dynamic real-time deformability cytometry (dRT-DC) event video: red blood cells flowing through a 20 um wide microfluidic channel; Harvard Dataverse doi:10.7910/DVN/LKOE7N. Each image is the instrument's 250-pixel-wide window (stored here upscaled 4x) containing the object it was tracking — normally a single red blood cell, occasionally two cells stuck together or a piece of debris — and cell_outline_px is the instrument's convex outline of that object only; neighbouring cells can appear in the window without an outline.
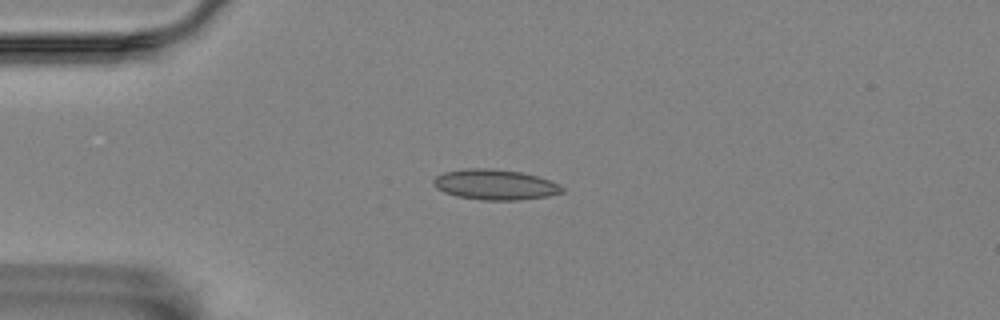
{"species": "Egyptian fruit bat (a non-hibernating species)", "species_latin": "Rousettus aegyptiacus", "temperature_condition": "room temperature", "stored_images_in_passage": 36, "camera_frame_rate_fps": 3000, "um_per_image_px": 0.085, "animal": {"sex": "female"}, "frame": {"image": 1, "passage_image": 1, "time_ms": 0.0, "image_size_px": [1000, 320], "cell_outline_px": [[564, 192], [548, 196], [520, 200], [484, 200], [456, 196], [444, 192], [436, 188], [432, 184], [432, 180], [436, 176], [444, 172], [464, 168], [488, 168], [520, 172], [536, 176], [560, 184], [564, 188]], "centroid_in_image_um": [42.06, 15.69], "position_along_channel_um": 42.9, "area_um2": 22.83}}
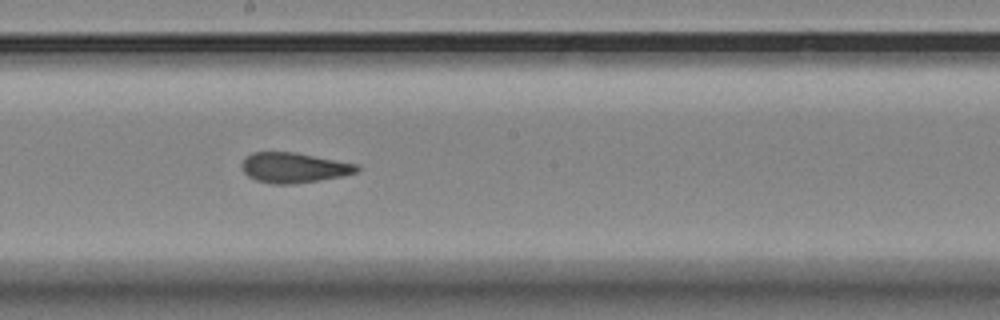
{"frame": {"image": 2, "passage_image": 18, "time_ms": 5.667, "image_size_px": [1000, 320], "cell_outline_px": [[360, 168], [356, 172], [344, 176], [320, 180], [292, 184], [272, 184], [256, 180], [248, 176], [244, 172], [240, 164], [252, 152], [296, 152], [356, 164]], "centroid_in_image_um": [24.97, 14.25], "position_along_channel_um": 223.2, "area_um2": 20.17}}
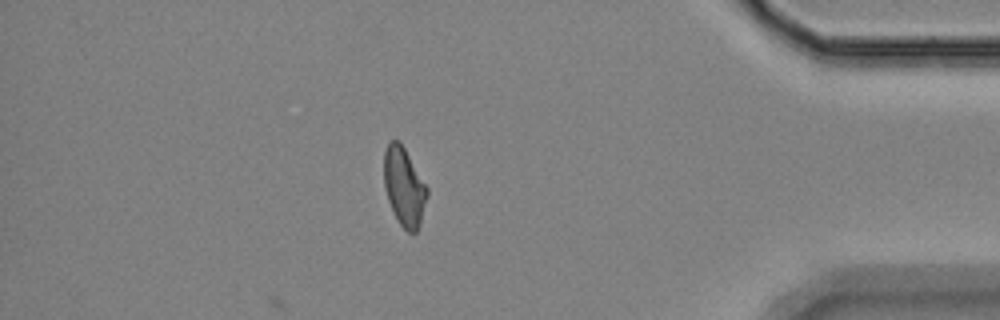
{"frame": {"image": 3, "passage_image": 36, "time_ms": 11.667, "image_size_px": [1000, 320], "cell_outline_px": [[428, 196], [420, 224], [416, 232], [408, 232], [400, 224], [388, 200], [384, 188], [384, 152], [388, 140], [400, 140], [428, 188]], "centroid_in_image_um": [34.35, 15.83], "position_along_channel_um": 400.9, "area_um2": 19.77}, "authors_computed_cell_mechanics": {"area_um2": 20.23, "velocity_mm_per_s": 3.5541, "shape_relaxation_time_tau1_ms": null, "shape_relaxation_time_tau2_ms": 2.5213, "deformation_change_tau1": null, "deformation_change_tau2": 0.0736}}